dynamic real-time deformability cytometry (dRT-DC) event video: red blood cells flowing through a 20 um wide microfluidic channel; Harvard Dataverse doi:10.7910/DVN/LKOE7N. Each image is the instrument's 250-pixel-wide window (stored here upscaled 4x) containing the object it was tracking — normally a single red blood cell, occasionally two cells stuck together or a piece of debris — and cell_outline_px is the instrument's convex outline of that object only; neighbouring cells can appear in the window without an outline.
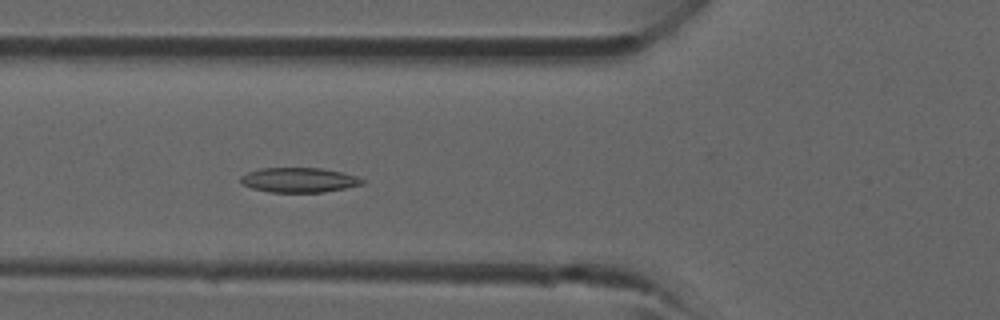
{"species": "common noctule bat (a hibernating species)", "species_latin": "Nyctalus noctula", "temperature_condition": "room temperature", "stored_images_in_passage": 33, "camera_frame_rate_fps": 3000, "um_per_image_px": 0.085, "animal": {"sex": "male", "forearm_length_mm": 52.5}, "frame": {"image": 1, "passage_image": 15, "time_ms": 4.667, "image_size_px": [1000, 320], "cell_outline_px": [[364, 184], [324, 192], [268, 192], [252, 188], [240, 184], [240, 176], [248, 172], [260, 168], [324, 168], [344, 172], [356, 176], [364, 180]], "centroid_in_image_um": [25.4, 15.29], "position_along_channel_um": 100.4, "area_um2": 17.69}}
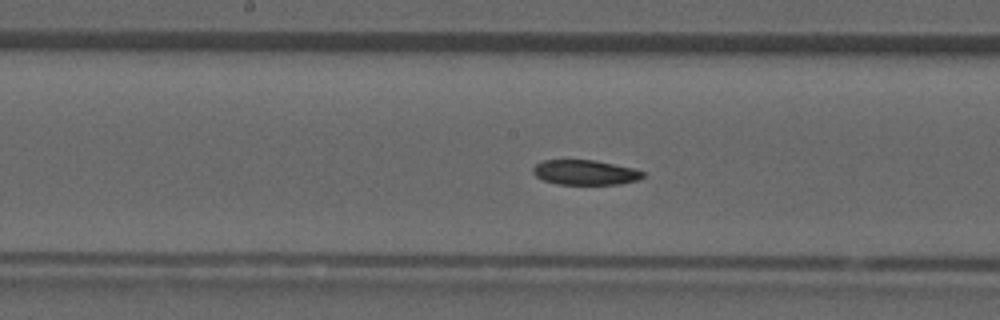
{"frame": {"image": 2, "passage_image": 21, "time_ms": 6.667, "image_size_px": [1000, 320], "cell_outline_px": [[644, 176], [636, 180], [620, 184], [556, 184], [544, 180], [536, 176], [532, 172], [532, 168], [536, 164], [544, 160], [596, 160], [632, 168], [644, 172]], "centroid_in_image_um": [49.71, 14.65], "position_along_channel_um": 198.5, "area_um2": 15.84}}
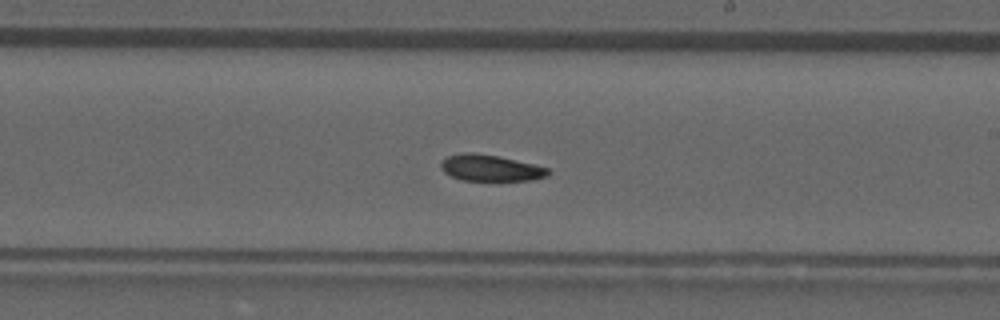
{"frame": {"image": 3, "passage_image": 24, "time_ms": 7.667, "image_size_px": [1000, 320], "cell_outline_px": [[552, 172], [548, 176], [532, 180], [460, 180], [444, 172], [440, 168], [440, 160], [448, 156], [464, 152], [476, 152], [496, 156], [532, 164], [548, 168]], "centroid_in_image_um": [41.66, 14.27], "position_along_channel_um": 247.3, "area_um2": 16.42}}